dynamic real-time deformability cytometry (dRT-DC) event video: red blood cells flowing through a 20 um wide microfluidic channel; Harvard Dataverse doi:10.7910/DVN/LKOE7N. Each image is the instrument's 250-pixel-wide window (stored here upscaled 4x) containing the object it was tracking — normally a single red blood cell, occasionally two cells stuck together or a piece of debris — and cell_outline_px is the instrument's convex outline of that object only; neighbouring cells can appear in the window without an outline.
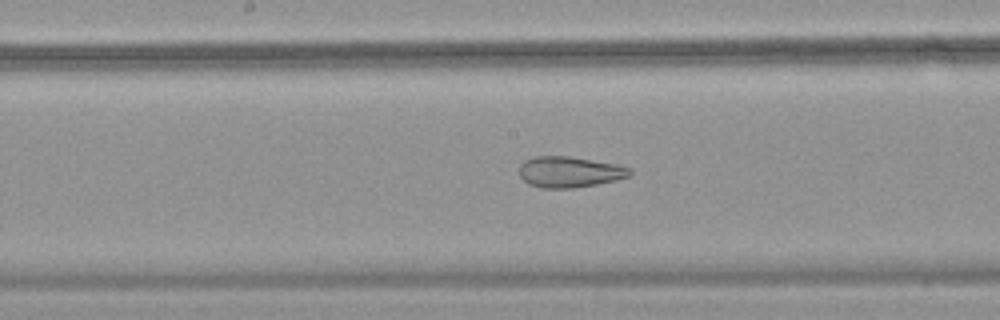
{"species": "common noctule bat (a hibernating species)", "species_latin": "Nyctalus noctula", "temperature_condition": "warm", "stored_images_in_passage": 40, "camera_frame_rate_fps": 3000, "um_per_image_px": 0.085, "animal": {"sex": "female", "body_mass_g": 18.4}, "frame": {"image": 1, "passage_image": 14, "time_ms": 4.333, "image_size_px": [1000, 320], "cell_outline_px": [[632, 172], [628, 176], [616, 180], [596, 184], [572, 188], [540, 188], [528, 184], [520, 176], [520, 164], [524, 160], [532, 156], [568, 156], [616, 164], [632, 168]], "centroid_in_image_um": [48.38, 14.61], "position_along_channel_um": 199.8, "area_um2": 19.94}}
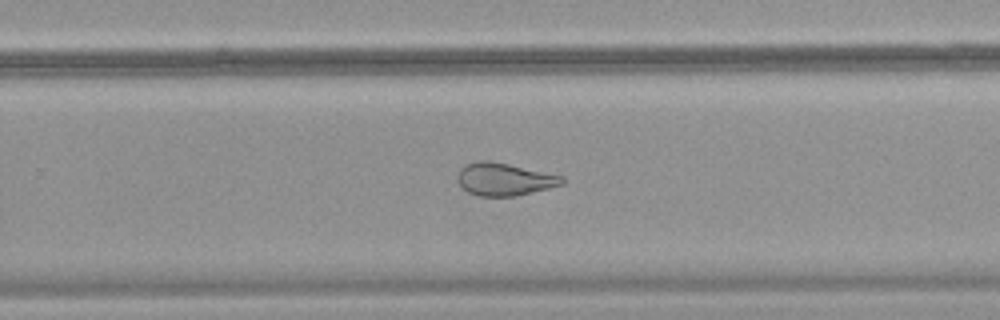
{"frame": {"image": 2, "passage_image": 21, "time_ms": 6.667, "image_size_px": [1000, 320], "cell_outline_px": [[564, 184], [516, 196], [480, 196], [468, 192], [456, 180], [456, 176], [460, 168], [468, 164], [480, 160], [492, 160], [564, 176]], "centroid_in_image_um": [42.86, 15.22], "position_along_channel_um": 286.9, "area_um2": 19.94}}
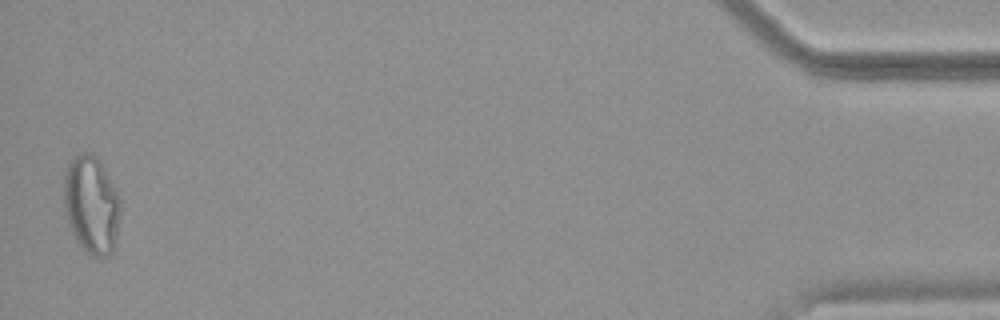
{"frame": {"image": 3, "passage_image": 39, "time_ms": 12.667, "image_size_px": [1000, 320], "cell_outline_px": [[120, 216], [116, 240], [112, 252], [104, 256], [92, 256], [80, 248], [72, 232], [64, 208], [64, 176], [68, 164], [76, 156], [84, 152], [92, 152], [100, 160], [120, 200]], "centroid_in_image_um": [7.77, 17.42], "position_along_channel_um": 427.4, "area_um2": 32.14}, "authors_computed_cell_mechanics": {"area_um2": 23.2934, "velocity_mm_per_s": 3.753, "shape_relaxation_time_tau1_ms": null, "shape_relaxation_time_tau2_ms": 1.8253, "deformation_change_tau1": null, "deformation_change_tau2": 0.1027}}